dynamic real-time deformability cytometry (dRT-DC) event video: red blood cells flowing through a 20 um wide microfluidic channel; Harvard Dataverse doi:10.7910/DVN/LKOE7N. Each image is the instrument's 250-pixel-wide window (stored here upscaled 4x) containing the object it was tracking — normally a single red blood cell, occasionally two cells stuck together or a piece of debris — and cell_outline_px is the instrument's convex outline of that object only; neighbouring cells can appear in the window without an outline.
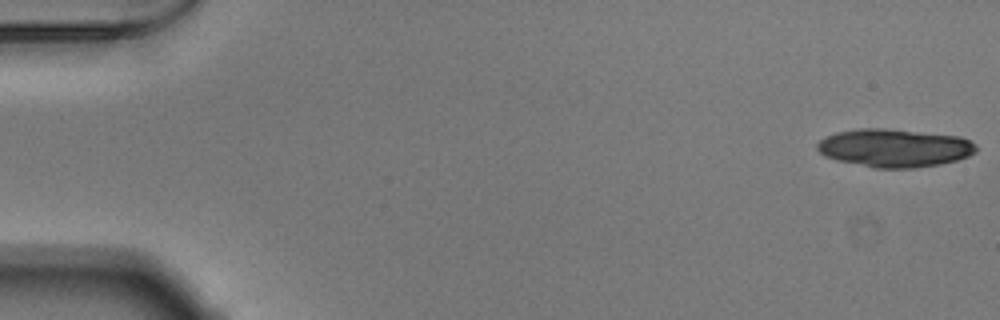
{"species": "Egyptian fruit bat (a non-hibernating species)", "species_latin": "Rousettus aegyptiacus", "temperature_condition": "warm", "stored_images_in_passage": 30, "camera_frame_rate_fps": 3000, "um_per_image_px": 0.085, "animal": {"sex": "male"}, "frame": {"image": 1, "passage_image": 1, "time_ms": 0.0, "image_size_px": [1000, 320], "cell_outline_px": [[976, 152], [968, 156], [956, 160], [940, 164], [912, 168], [876, 168], [836, 160], [824, 156], [816, 148], [816, 144], [824, 136], [836, 132], [856, 128], [884, 128], [960, 136], [976, 144]], "centroid_in_image_um": [75.99, 12.57], "position_along_channel_um": 9.0, "area_um2": 35.43}}
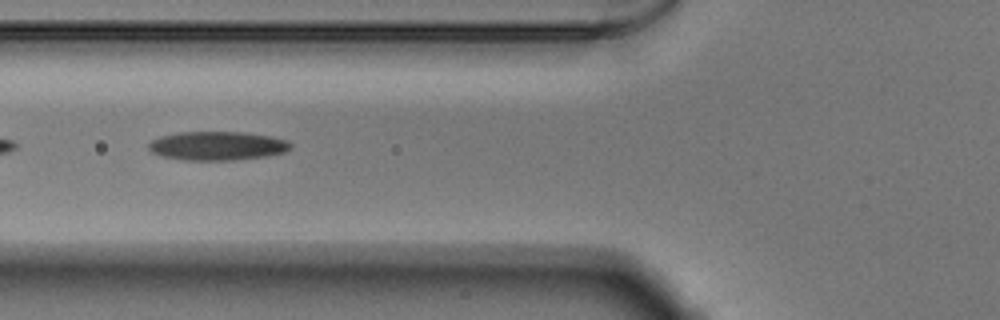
{"frame": {"image": 2, "passage_image": 21, "time_ms": 6.667, "image_size_px": [1000, 320], "cell_outline_px": [[292, 148], [284, 152], [264, 156], [232, 160], [188, 160], [164, 156], [152, 152], [148, 148], [148, 144], [152, 140], [160, 136], [180, 132], [244, 132], [272, 136], [288, 140], [292, 144]], "centroid_in_image_um": [18.5, 12.38], "position_along_channel_um": 107.3, "area_um2": 23.76}}
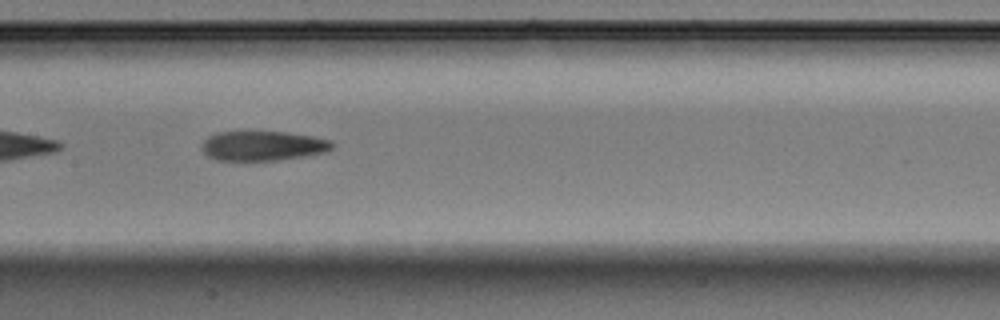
{"frame": {"image": 3, "passage_image": 27, "time_ms": 8.667, "image_size_px": [1000, 320], "cell_outline_px": [[332, 148], [324, 152], [304, 156], [280, 160], [216, 160], [208, 156], [200, 148], [204, 140], [208, 136], [216, 132], [288, 132], [312, 136], [332, 140]], "centroid_in_image_um": [22.32, 12.39], "position_along_channel_um": 185.1, "area_um2": 22.48}}